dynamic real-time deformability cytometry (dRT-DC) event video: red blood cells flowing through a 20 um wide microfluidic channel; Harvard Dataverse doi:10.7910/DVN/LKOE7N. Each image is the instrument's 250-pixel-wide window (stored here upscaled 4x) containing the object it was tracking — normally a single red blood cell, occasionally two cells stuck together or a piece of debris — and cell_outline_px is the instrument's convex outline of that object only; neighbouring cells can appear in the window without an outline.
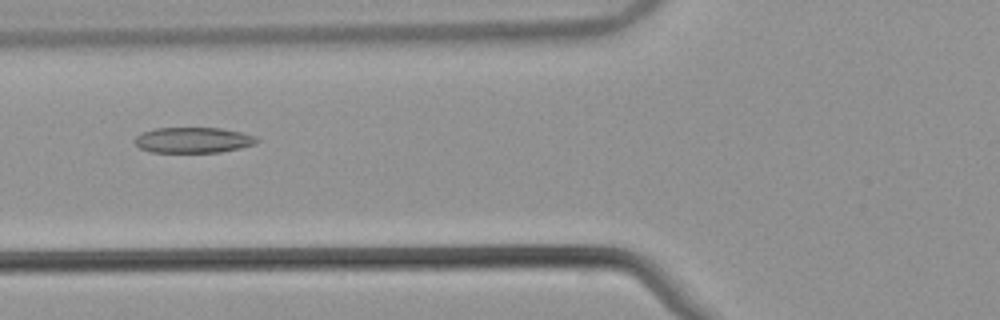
{"species": "common noctule bat (a hibernating species)", "species_latin": "Nyctalus noctula", "temperature_condition": "warm", "stored_images_in_passage": 53, "camera_frame_rate_fps": 3000, "um_per_image_px": 0.085, "animal": {"sex": "male", "body_mass_g": 21.5, "forearm_length_mm": 52.0}, "frame": {"image": 1, "passage_image": 21, "time_ms": 6.667, "image_size_px": [1000, 320], "cell_outline_px": [[260, 140], [256, 144], [240, 148], [220, 152], [152, 152], [140, 148], [132, 140], [140, 132], [156, 128], [220, 128], [240, 132], [256, 136]], "centroid_in_image_um": [16.41, 11.9], "position_along_channel_um": 109.4, "area_um2": 18.32}}
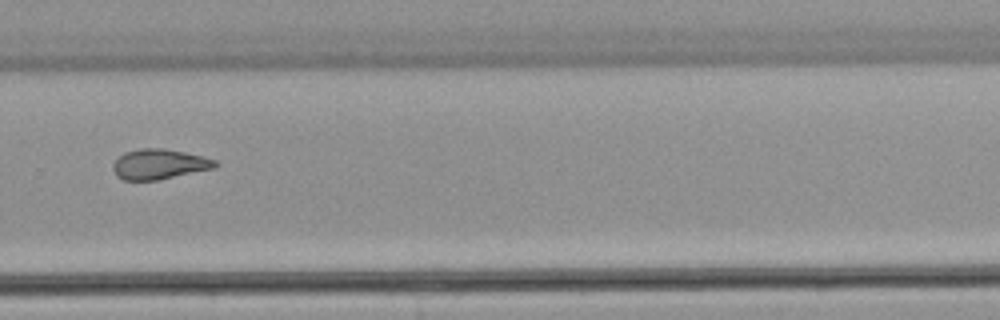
{"frame": {"image": 2, "passage_image": 37, "time_ms": 12.0, "image_size_px": [1000, 320], "cell_outline_px": [[220, 164], [216, 168], [156, 180], [124, 180], [116, 176], [112, 168], [112, 164], [124, 152], [140, 148], [164, 148], [204, 156], [216, 160]], "centroid_in_image_um": [13.55, 13.95], "position_along_channel_um": 316.2, "area_um2": 18.09}}
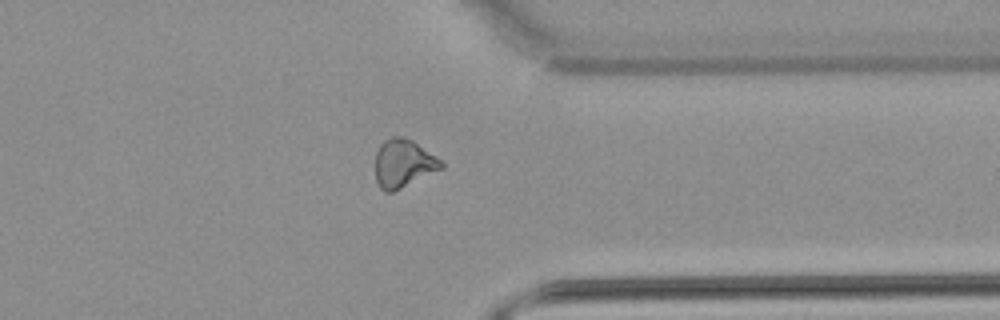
{"frame": {"image": 3, "passage_image": 42, "time_ms": 13.667, "image_size_px": [1000, 320], "cell_outline_px": [[444, 168], [392, 192], [384, 192], [380, 188], [376, 180], [376, 152], [380, 144], [384, 140], [392, 136], [404, 136], [412, 140], [440, 160], [444, 164]], "centroid_in_image_um": [34.27, 13.89], "position_along_channel_um": 377.1, "area_um2": 18.38}, "authors_computed_cell_mechanics": {"area_um2": 19.363, "velocity_mm_per_s": 3.8819, "shape_relaxation_time_tau1_ms": null, "shape_relaxation_time_tau2_ms": 3.626, "deformation_change_tau1": null, "deformation_change_tau2": 0.1102}}